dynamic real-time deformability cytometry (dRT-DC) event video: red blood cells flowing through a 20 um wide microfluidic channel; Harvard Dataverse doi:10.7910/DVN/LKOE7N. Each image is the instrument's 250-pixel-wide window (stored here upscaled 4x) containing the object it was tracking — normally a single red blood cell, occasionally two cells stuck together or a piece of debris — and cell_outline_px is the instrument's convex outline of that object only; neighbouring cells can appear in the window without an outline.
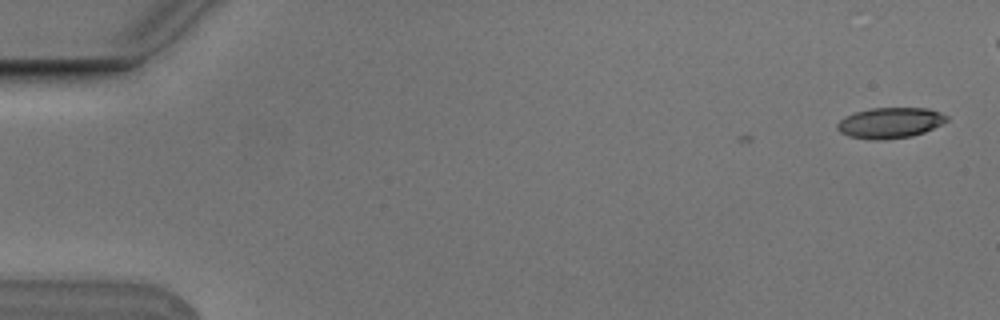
{"species": "Egyptian fruit bat (a non-hibernating species)", "species_latin": "Rousettus aegyptiacus", "temperature_condition": "cold", "stored_images_in_passage": 6, "camera_frame_rate_fps": 3000, "um_per_image_px": 0.085, "animal": {"sex": "male"}, "frame": {"image": 1, "passage_image": 1, "time_ms": 0.0, "image_size_px": [1000, 320], "cell_outline_px": [[948, 120], [924, 132], [912, 136], [880, 140], [872, 140], [848, 136], [840, 132], [836, 128], [836, 124], [844, 116], [856, 112], [872, 108], [928, 108], [940, 112], [948, 116]], "centroid_in_image_um": [75.63, 10.44], "position_along_channel_um": 9.4, "area_um2": 19.54}}
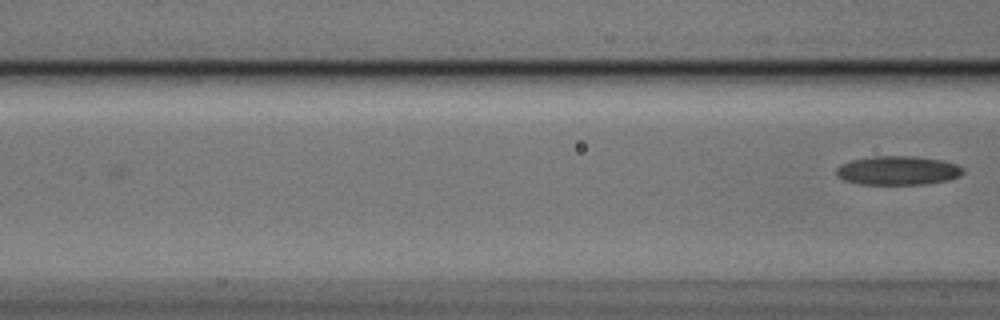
{"frame": {"image": 2, "passage_image": 6, "time_ms": 1.667, "image_size_px": [1000, 320], "cell_outline_px": [[964, 172], [960, 176], [948, 180], [924, 184], [856, 184], [844, 180], [836, 176], [836, 168], [840, 164], [852, 160], [872, 156], [912, 156], [944, 160], [956, 164], [964, 168]], "centroid_in_image_um": [76.31, 14.49], "position_along_channel_um": 90.3, "area_um2": 21.56}}